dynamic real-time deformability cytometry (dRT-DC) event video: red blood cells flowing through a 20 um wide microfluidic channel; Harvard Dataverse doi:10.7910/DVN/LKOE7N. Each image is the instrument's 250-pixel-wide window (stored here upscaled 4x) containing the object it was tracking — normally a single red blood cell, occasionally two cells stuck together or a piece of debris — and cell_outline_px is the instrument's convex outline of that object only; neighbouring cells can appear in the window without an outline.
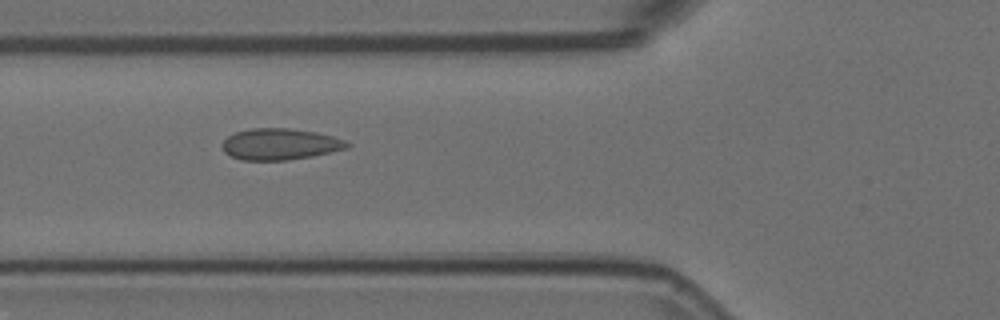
{"species": "Egyptian fruit bat (a non-hibernating species)", "species_latin": "Rousettus aegyptiacus", "temperature_condition": "room temperature", "stored_images_in_passage": 3, "camera_frame_rate_fps": 3000, "um_per_image_px": 0.085, "animal": {"sex": "female"}, "frame": {"image": 1, "passage_image": 2, "time_ms": 0.333, "image_size_px": [1000, 320], "cell_outline_px": [[352, 144], [348, 148], [312, 156], [288, 160], [244, 160], [232, 156], [224, 152], [220, 144], [228, 136], [236, 132], [252, 128], [292, 128], [316, 132], [332, 136], [344, 140]], "centroid_in_image_um": [23.8, 12.25], "position_along_channel_um": 102.0, "area_um2": 22.83}}
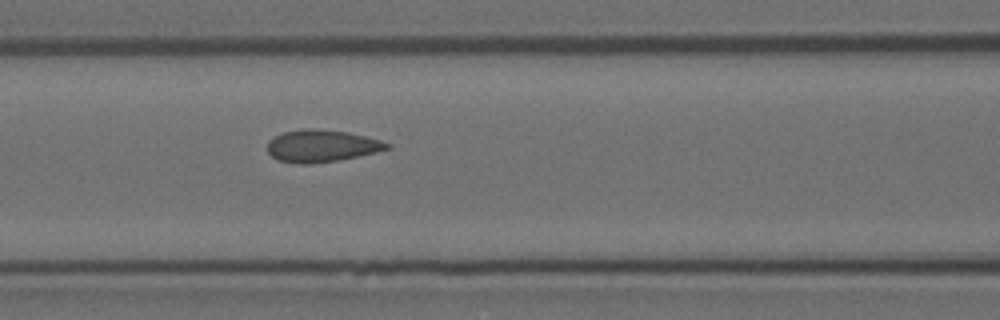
{"frame": {"image": 2, "passage_image": 3, "time_ms": 0.667, "image_size_px": [1000, 320], "cell_outline_px": [[392, 144], [388, 148], [376, 152], [336, 160], [312, 164], [300, 164], [280, 160], [272, 156], [268, 152], [268, 140], [284, 132], [308, 128], [312, 128], [348, 132], [380, 140]], "centroid_in_image_um": [27.33, 12.4], "position_along_channel_um": 139.3, "area_um2": 22.08}}